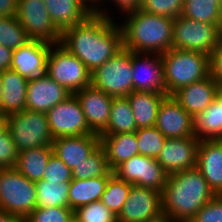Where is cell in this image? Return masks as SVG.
Here are the masks:
<instances>
[{
  "mask_svg": "<svg viewBox=\"0 0 222 222\" xmlns=\"http://www.w3.org/2000/svg\"><path fill=\"white\" fill-rule=\"evenodd\" d=\"M15 17L30 40L60 43L61 32L51 21L44 0H18Z\"/></svg>",
  "mask_w": 222,
  "mask_h": 222,
  "instance_id": "obj_10",
  "label": "cell"
},
{
  "mask_svg": "<svg viewBox=\"0 0 222 222\" xmlns=\"http://www.w3.org/2000/svg\"><path fill=\"white\" fill-rule=\"evenodd\" d=\"M46 115L53 139L94 134L89 129L83 110L74 94L52 107Z\"/></svg>",
  "mask_w": 222,
  "mask_h": 222,
  "instance_id": "obj_11",
  "label": "cell"
},
{
  "mask_svg": "<svg viewBox=\"0 0 222 222\" xmlns=\"http://www.w3.org/2000/svg\"><path fill=\"white\" fill-rule=\"evenodd\" d=\"M123 16L119 24L124 49L161 55L172 48L174 19L149 14L141 9Z\"/></svg>",
  "mask_w": 222,
  "mask_h": 222,
  "instance_id": "obj_3",
  "label": "cell"
},
{
  "mask_svg": "<svg viewBox=\"0 0 222 222\" xmlns=\"http://www.w3.org/2000/svg\"><path fill=\"white\" fill-rule=\"evenodd\" d=\"M47 75L74 94L91 84V72L60 43L53 44L47 58Z\"/></svg>",
  "mask_w": 222,
  "mask_h": 222,
  "instance_id": "obj_9",
  "label": "cell"
},
{
  "mask_svg": "<svg viewBox=\"0 0 222 222\" xmlns=\"http://www.w3.org/2000/svg\"><path fill=\"white\" fill-rule=\"evenodd\" d=\"M72 179V170L60 158L52 154L48 160L42 180L58 184L61 182H71Z\"/></svg>",
  "mask_w": 222,
  "mask_h": 222,
  "instance_id": "obj_40",
  "label": "cell"
},
{
  "mask_svg": "<svg viewBox=\"0 0 222 222\" xmlns=\"http://www.w3.org/2000/svg\"><path fill=\"white\" fill-rule=\"evenodd\" d=\"M113 174V171L108 166L106 154L101 145L85 161H82L72 169V178L80 180L111 177Z\"/></svg>",
  "mask_w": 222,
  "mask_h": 222,
  "instance_id": "obj_32",
  "label": "cell"
},
{
  "mask_svg": "<svg viewBox=\"0 0 222 222\" xmlns=\"http://www.w3.org/2000/svg\"><path fill=\"white\" fill-rule=\"evenodd\" d=\"M214 196L196 167L173 173L161 192L162 213L173 222L192 220Z\"/></svg>",
  "mask_w": 222,
  "mask_h": 222,
  "instance_id": "obj_2",
  "label": "cell"
},
{
  "mask_svg": "<svg viewBox=\"0 0 222 222\" xmlns=\"http://www.w3.org/2000/svg\"><path fill=\"white\" fill-rule=\"evenodd\" d=\"M6 125L5 117L0 116V130Z\"/></svg>",
  "mask_w": 222,
  "mask_h": 222,
  "instance_id": "obj_50",
  "label": "cell"
},
{
  "mask_svg": "<svg viewBox=\"0 0 222 222\" xmlns=\"http://www.w3.org/2000/svg\"><path fill=\"white\" fill-rule=\"evenodd\" d=\"M6 125L18 152L40 146H52L46 113L23 110L5 117Z\"/></svg>",
  "mask_w": 222,
  "mask_h": 222,
  "instance_id": "obj_7",
  "label": "cell"
},
{
  "mask_svg": "<svg viewBox=\"0 0 222 222\" xmlns=\"http://www.w3.org/2000/svg\"><path fill=\"white\" fill-rule=\"evenodd\" d=\"M36 185L15 168L0 171V211L26 218L36 208Z\"/></svg>",
  "mask_w": 222,
  "mask_h": 222,
  "instance_id": "obj_6",
  "label": "cell"
},
{
  "mask_svg": "<svg viewBox=\"0 0 222 222\" xmlns=\"http://www.w3.org/2000/svg\"><path fill=\"white\" fill-rule=\"evenodd\" d=\"M139 9L149 14L175 19L183 13L184 0H146Z\"/></svg>",
  "mask_w": 222,
  "mask_h": 222,
  "instance_id": "obj_39",
  "label": "cell"
},
{
  "mask_svg": "<svg viewBox=\"0 0 222 222\" xmlns=\"http://www.w3.org/2000/svg\"><path fill=\"white\" fill-rule=\"evenodd\" d=\"M199 142L194 136L166 139L156 160L168 175L193 169L197 165Z\"/></svg>",
  "mask_w": 222,
  "mask_h": 222,
  "instance_id": "obj_15",
  "label": "cell"
},
{
  "mask_svg": "<svg viewBox=\"0 0 222 222\" xmlns=\"http://www.w3.org/2000/svg\"><path fill=\"white\" fill-rule=\"evenodd\" d=\"M117 20L92 13L82 23L65 29L60 44L93 72L123 49Z\"/></svg>",
  "mask_w": 222,
  "mask_h": 222,
  "instance_id": "obj_1",
  "label": "cell"
},
{
  "mask_svg": "<svg viewBox=\"0 0 222 222\" xmlns=\"http://www.w3.org/2000/svg\"><path fill=\"white\" fill-rule=\"evenodd\" d=\"M70 95L72 94L65 87L46 75L38 80L28 82L26 110L47 113Z\"/></svg>",
  "mask_w": 222,
  "mask_h": 222,
  "instance_id": "obj_20",
  "label": "cell"
},
{
  "mask_svg": "<svg viewBox=\"0 0 222 222\" xmlns=\"http://www.w3.org/2000/svg\"><path fill=\"white\" fill-rule=\"evenodd\" d=\"M18 153L11 133L5 125L0 130V167L3 169L14 168Z\"/></svg>",
  "mask_w": 222,
  "mask_h": 222,
  "instance_id": "obj_41",
  "label": "cell"
},
{
  "mask_svg": "<svg viewBox=\"0 0 222 222\" xmlns=\"http://www.w3.org/2000/svg\"><path fill=\"white\" fill-rule=\"evenodd\" d=\"M182 16L209 24H222L218 0H184Z\"/></svg>",
  "mask_w": 222,
  "mask_h": 222,
  "instance_id": "obj_33",
  "label": "cell"
},
{
  "mask_svg": "<svg viewBox=\"0 0 222 222\" xmlns=\"http://www.w3.org/2000/svg\"><path fill=\"white\" fill-rule=\"evenodd\" d=\"M18 0H0V17L15 16Z\"/></svg>",
  "mask_w": 222,
  "mask_h": 222,
  "instance_id": "obj_45",
  "label": "cell"
},
{
  "mask_svg": "<svg viewBox=\"0 0 222 222\" xmlns=\"http://www.w3.org/2000/svg\"><path fill=\"white\" fill-rule=\"evenodd\" d=\"M74 219L77 222H117V216L101 200L77 208Z\"/></svg>",
  "mask_w": 222,
  "mask_h": 222,
  "instance_id": "obj_37",
  "label": "cell"
},
{
  "mask_svg": "<svg viewBox=\"0 0 222 222\" xmlns=\"http://www.w3.org/2000/svg\"><path fill=\"white\" fill-rule=\"evenodd\" d=\"M91 84L112 97H127L133 89L132 52L122 49L91 72Z\"/></svg>",
  "mask_w": 222,
  "mask_h": 222,
  "instance_id": "obj_8",
  "label": "cell"
},
{
  "mask_svg": "<svg viewBox=\"0 0 222 222\" xmlns=\"http://www.w3.org/2000/svg\"><path fill=\"white\" fill-rule=\"evenodd\" d=\"M49 16L56 28L62 33L76 26L92 13V5L87 0H44Z\"/></svg>",
  "mask_w": 222,
  "mask_h": 222,
  "instance_id": "obj_23",
  "label": "cell"
},
{
  "mask_svg": "<svg viewBox=\"0 0 222 222\" xmlns=\"http://www.w3.org/2000/svg\"><path fill=\"white\" fill-rule=\"evenodd\" d=\"M100 145L105 151L111 171L131 157L139 155L135 132L100 135Z\"/></svg>",
  "mask_w": 222,
  "mask_h": 222,
  "instance_id": "obj_25",
  "label": "cell"
},
{
  "mask_svg": "<svg viewBox=\"0 0 222 222\" xmlns=\"http://www.w3.org/2000/svg\"><path fill=\"white\" fill-rule=\"evenodd\" d=\"M52 154V146H40L23 150L18 153L14 168L31 181L42 180Z\"/></svg>",
  "mask_w": 222,
  "mask_h": 222,
  "instance_id": "obj_29",
  "label": "cell"
},
{
  "mask_svg": "<svg viewBox=\"0 0 222 222\" xmlns=\"http://www.w3.org/2000/svg\"><path fill=\"white\" fill-rule=\"evenodd\" d=\"M163 216L161 192L132 185L117 222H152Z\"/></svg>",
  "mask_w": 222,
  "mask_h": 222,
  "instance_id": "obj_13",
  "label": "cell"
},
{
  "mask_svg": "<svg viewBox=\"0 0 222 222\" xmlns=\"http://www.w3.org/2000/svg\"><path fill=\"white\" fill-rule=\"evenodd\" d=\"M222 40V24L199 22L185 16L173 21L172 48L210 56Z\"/></svg>",
  "mask_w": 222,
  "mask_h": 222,
  "instance_id": "obj_5",
  "label": "cell"
},
{
  "mask_svg": "<svg viewBox=\"0 0 222 222\" xmlns=\"http://www.w3.org/2000/svg\"><path fill=\"white\" fill-rule=\"evenodd\" d=\"M210 75L222 88V40L209 56Z\"/></svg>",
  "mask_w": 222,
  "mask_h": 222,
  "instance_id": "obj_44",
  "label": "cell"
},
{
  "mask_svg": "<svg viewBox=\"0 0 222 222\" xmlns=\"http://www.w3.org/2000/svg\"><path fill=\"white\" fill-rule=\"evenodd\" d=\"M113 173L120 179L139 187L162 192L168 174L155 158L136 155L120 164Z\"/></svg>",
  "mask_w": 222,
  "mask_h": 222,
  "instance_id": "obj_12",
  "label": "cell"
},
{
  "mask_svg": "<svg viewBox=\"0 0 222 222\" xmlns=\"http://www.w3.org/2000/svg\"><path fill=\"white\" fill-rule=\"evenodd\" d=\"M92 6L97 2V0H87Z\"/></svg>",
  "mask_w": 222,
  "mask_h": 222,
  "instance_id": "obj_52",
  "label": "cell"
},
{
  "mask_svg": "<svg viewBox=\"0 0 222 222\" xmlns=\"http://www.w3.org/2000/svg\"><path fill=\"white\" fill-rule=\"evenodd\" d=\"M137 124L127 97H113L109 122L101 135L135 132Z\"/></svg>",
  "mask_w": 222,
  "mask_h": 222,
  "instance_id": "obj_30",
  "label": "cell"
},
{
  "mask_svg": "<svg viewBox=\"0 0 222 222\" xmlns=\"http://www.w3.org/2000/svg\"><path fill=\"white\" fill-rule=\"evenodd\" d=\"M74 211L69 207H36L26 218V222H71Z\"/></svg>",
  "mask_w": 222,
  "mask_h": 222,
  "instance_id": "obj_38",
  "label": "cell"
},
{
  "mask_svg": "<svg viewBox=\"0 0 222 222\" xmlns=\"http://www.w3.org/2000/svg\"><path fill=\"white\" fill-rule=\"evenodd\" d=\"M132 187V184L120 180L115 174L109 179L102 194L101 201L106 205L116 216L122 211L123 205L127 200V196Z\"/></svg>",
  "mask_w": 222,
  "mask_h": 222,
  "instance_id": "obj_34",
  "label": "cell"
},
{
  "mask_svg": "<svg viewBox=\"0 0 222 222\" xmlns=\"http://www.w3.org/2000/svg\"><path fill=\"white\" fill-rule=\"evenodd\" d=\"M219 94L222 96V88H220V90H219Z\"/></svg>",
  "mask_w": 222,
  "mask_h": 222,
  "instance_id": "obj_55",
  "label": "cell"
},
{
  "mask_svg": "<svg viewBox=\"0 0 222 222\" xmlns=\"http://www.w3.org/2000/svg\"><path fill=\"white\" fill-rule=\"evenodd\" d=\"M85 115L89 129L101 135L107 128L113 97L92 84L74 93Z\"/></svg>",
  "mask_w": 222,
  "mask_h": 222,
  "instance_id": "obj_17",
  "label": "cell"
},
{
  "mask_svg": "<svg viewBox=\"0 0 222 222\" xmlns=\"http://www.w3.org/2000/svg\"><path fill=\"white\" fill-rule=\"evenodd\" d=\"M100 146V135L86 134L53 139V154L71 170L91 155Z\"/></svg>",
  "mask_w": 222,
  "mask_h": 222,
  "instance_id": "obj_21",
  "label": "cell"
},
{
  "mask_svg": "<svg viewBox=\"0 0 222 222\" xmlns=\"http://www.w3.org/2000/svg\"><path fill=\"white\" fill-rule=\"evenodd\" d=\"M219 90L220 86L209 75L179 89L172 97L194 118L212 104Z\"/></svg>",
  "mask_w": 222,
  "mask_h": 222,
  "instance_id": "obj_19",
  "label": "cell"
},
{
  "mask_svg": "<svg viewBox=\"0 0 222 222\" xmlns=\"http://www.w3.org/2000/svg\"><path fill=\"white\" fill-rule=\"evenodd\" d=\"M2 71H0V116H1V104H2V95H3V88H2Z\"/></svg>",
  "mask_w": 222,
  "mask_h": 222,
  "instance_id": "obj_48",
  "label": "cell"
},
{
  "mask_svg": "<svg viewBox=\"0 0 222 222\" xmlns=\"http://www.w3.org/2000/svg\"><path fill=\"white\" fill-rule=\"evenodd\" d=\"M109 178L72 179L68 193L69 208L75 211L81 206L100 201Z\"/></svg>",
  "mask_w": 222,
  "mask_h": 222,
  "instance_id": "obj_28",
  "label": "cell"
},
{
  "mask_svg": "<svg viewBox=\"0 0 222 222\" xmlns=\"http://www.w3.org/2000/svg\"><path fill=\"white\" fill-rule=\"evenodd\" d=\"M155 127L167 139L194 136L193 117L172 96L162 100Z\"/></svg>",
  "mask_w": 222,
  "mask_h": 222,
  "instance_id": "obj_18",
  "label": "cell"
},
{
  "mask_svg": "<svg viewBox=\"0 0 222 222\" xmlns=\"http://www.w3.org/2000/svg\"><path fill=\"white\" fill-rule=\"evenodd\" d=\"M1 116L6 117L26 110L28 80L14 70L2 71Z\"/></svg>",
  "mask_w": 222,
  "mask_h": 222,
  "instance_id": "obj_24",
  "label": "cell"
},
{
  "mask_svg": "<svg viewBox=\"0 0 222 222\" xmlns=\"http://www.w3.org/2000/svg\"><path fill=\"white\" fill-rule=\"evenodd\" d=\"M0 222H26L25 218L0 211Z\"/></svg>",
  "mask_w": 222,
  "mask_h": 222,
  "instance_id": "obj_47",
  "label": "cell"
},
{
  "mask_svg": "<svg viewBox=\"0 0 222 222\" xmlns=\"http://www.w3.org/2000/svg\"><path fill=\"white\" fill-rule=\"evenodd\" d=\"M37 197L36 207H69L68 193L70 182H35Z\"/></svg>",
  "mask_w": 222,
  "mask_h": 222,
  "instance_id": "obj_31",
  "label": "cell"
},
{
  "mask_svg": "<svg viewBox=\"0 0 222 222\" xmlns=\"http://www.w3.org/2000/svg\"><path fill=\"white\" fill-rule=\"evenodd\" d=\"M30 39L15 16L0 17V45L16 50Z\"/></svg>",
  "mask_w": 222,
  "mask_h": 222,
  "instance_id": "obj_35",
  "label": "cell"
},
{
  "mask_svg": "<svg viewBox=\"0 0 222 222\" xmlns=\"http://www.w3.org/2000/svg\"><path fill=\"white\" fill-rule=\"evenodd\" d=\"M53 44L45 41L30 40L24 46L13 50L11 70L18 72L29 81L47 75V58Z\"/></svg>",
  "mask_w": 222,
  "mask_h": 222,
  "instance_id": "obj_14",
  "label": "cell"
},
{
  "mask_svg": "<svg viewBox=\"0 0 222 222\" xmlns=\"http://www.w3.org/2000/svg\"><path fill=\"white\" fill-rule=\"evenodd\" d=\"M133 89L166 93L160 54L132 52Z\"/></svg>",
  "mask_w": 222,
  "mask_h": 222,
  "instance_id": "obj_16",
  "label": "cell"
},
{
  "mask_svg": "<svg viewBox=\"0 0 222 222\" xmlns=\"http://www.w3.org/2000/svg\"><path fill=\"white\" fill-rule=\"evenodd\" d=\"M179 222H194L193 220H183V221H179Z\"/></svg>",
  "mask_w": 222,
  "mask_h": 222,
  "instance_id": "obj_54",
  "label": "cell"
},
{
  "mask_svg": "<svg viewBox=\"0 0 222 222\" xmlns=\"http://www.w3.org/2000/svg\"><path fill=\"white\" fill-rule=\"evenodd\" d=\"M167 96L210 75L209 56L171 48L161 54Z\"/></svg>",
  "mask_w": 222,
  "mask_h": 222,
  "instance_id": "obj_4",
  "label": "cell"
},
{
  "mask_svg": "<svg viewBox=\"0 0 222 222\" xmlns=\"http://www.w3.org/2000/svg\"><path fill=\"white\" fill-rule=\"evenodd\" d=\"M13 50L0 45V71L9 70L12 63Z\"/></svg>",
  "mask_w": 222,
  "mask_h": 222,
  "instance_id": "obj_46",
  "label": "cell"
},
{
  "mask_svg": "<svg viewBox=\"0 0 222 222\" xmlns=\"http://www.w3.org/2000/svg\"><path fill=\"white\" fill-rule=\"evenodd\" d=\"M138 1V5L140 6L143 2H145L146 0H137Z\"/></svg>",
  "mask_w": 222,
  "mask_h": 222,
  "instance_id": "obj_53",
  "label": "cell"
},
{
  "mask_svg": "<svg viewBox=\"0 0 222 222\" xmlns=\"http://www.w3.org/2000/svg\"><path fill=\"white\" fill-rule=\"evenodd\" d=\"M194 137L198 140H222V96L193 118Z\"/></svg>",
  "mask_w": 222,
  "mask_h": 222,
  "instance_id": "obj_27",
  "label": "cell"
},
{
  "mask_svg": "<svg viewBox=\"0 0 222 222\" xmlns=\"http://www.w3.org/2000/svg\"><path fill=\"white\" fill-rule=\"evenodd\" d=\"M166 93L133 91L127 98L137 124V129L155 126L158 108Z\"/></svg>",
  "mask_w": 222,
  "mask_h": 222,
  "instance_id": "obj_26",
  "label": "cell"
},
{
  "mask_svg": "<svg viewBox=\"0 0 222 222\" xmlns=\"http://www.w3.org/2000/svg\"><path fill=\"white\" fill-rule=\"evenodd\" d=\"M220 13L222 14V0H218Z\"/></svg>",
  "mask_w": 222,
  "mask_h": 222,
  "instance_id": "obj_51",
  "label": "cell"
},
{
  "mask_svg": "<svg viewBox=\"0 0 222 222\" xmlns=\"http://www.w3.org/2000/svg\"><path fill=\"white\" fill-rule=\"evenodd\" d=\"M104 3L106 5H104ZM107 3L109 5L112 4L110 6H112V7L114 6L116 8L114 10L118 9L119 10L118 12H120V16H122V17H123V15L130 13L132 11H135L140 8L137 0H97V2L92 6L93 13L97 14L99 16H103L107 19L114 20L115 16H112L110 13L111 11H109V9H106ZM107 11H109V12H107Z\"/></svg>",
  "mask_w": 222,
  "mask_h": 222,
  "instance_id": "obj_42",
  "label": "cell"
},
{
  "mask_svg": "<svg viewBox=\"0 0 222 222\" xmlns=\"http://www.w3.org/2000/svg\"><path fill=\"white\" fill-rule=\"evenodd\" d=\"M196 168L215 195H222V140H200Z\"/></svg>",
  "mask_w": 222,
  "mask_h": 222,
  "instance_id": "obj_22",
  "label": "cell"
},
{
  "mask_svg": "<svg viewBox=\"0 0 222 222\" xmlns=\"http://www.w3.org/2000/svg\"><path fill=\"white\" fill-rule=\"evenodd\" d=\"M135 133L139 154L157 159L167 138L155 126L139 128Z\"/></svg>",
  "mask_w": 222,
  "mask_h": 222,
  "instance_id": "obj_36",
  "label": "cell"
},
{
  "mask_svg": "<svg viewBox=\"0 0 222 222\" xmlns=\"http://www.w3.org/2000/svg\"><path fill=\"white\" fill-rule=\"evenodd\" d=\"M152 222H173L172 220H170L169 218L163 216L161 219L152 221Z\"/></svg>",
  "mask_w": 222,
  "mask_h": 222,
  "instance_id": "obj_49",
  "label": "cell"
},
{
  "mask_svg": "<svg viewBox=\"0 0 222 222\" xmlns=\"http://www.w3.org/2000/svg\"><path fill=\"white\" fill-rule=\"evenodd\" d=\"M194 222H222V195H215L196 213Z\"/></svg>",
  "mask_w": 222,
  "mask_h": 222,
  "instance_id": "obj_43",
  "label": "cell"
}]
</instances>
